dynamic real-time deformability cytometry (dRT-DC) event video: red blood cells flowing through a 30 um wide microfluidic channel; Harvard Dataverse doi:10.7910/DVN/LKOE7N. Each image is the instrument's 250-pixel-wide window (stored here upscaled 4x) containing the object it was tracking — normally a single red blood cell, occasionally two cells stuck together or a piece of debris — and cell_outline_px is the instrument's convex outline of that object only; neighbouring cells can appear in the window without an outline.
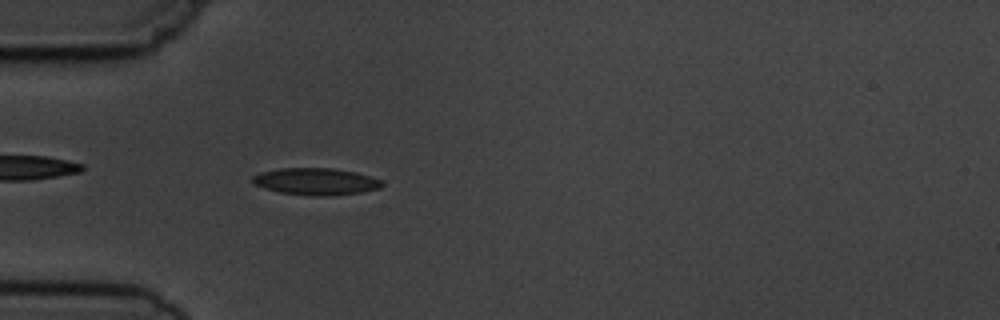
{"species": "common noctule bat (a hibernating species)", "species_latin": "Nyctalus noctula", "temperature_condition": "cold", "stored_images_in_passage": 3, "camera_frame_rate_fps": 3000, "um_per_image_px": 0.085, "animal": {"sex": "male", "body_mass_g": 19.5, "forearm_length_mm": 54.6}, "frame": {"image": 1, "passage_image": 3, "time_ms": 2.333, "image_size_px": [1000, 320], "cell_outline_px": [[384, 184], [380, 188], [360, 192], [328, 196], [320, 196], [280, 192], [264, 188], [252, 184], [252, 176], [260, 172], [280, 168], [332, 168], [356, 172], [380, 180]], "centroid_in_image_um": [26.81, 15.42], "position_along_channel_um": 58.2, "area_um2": 20.17}}